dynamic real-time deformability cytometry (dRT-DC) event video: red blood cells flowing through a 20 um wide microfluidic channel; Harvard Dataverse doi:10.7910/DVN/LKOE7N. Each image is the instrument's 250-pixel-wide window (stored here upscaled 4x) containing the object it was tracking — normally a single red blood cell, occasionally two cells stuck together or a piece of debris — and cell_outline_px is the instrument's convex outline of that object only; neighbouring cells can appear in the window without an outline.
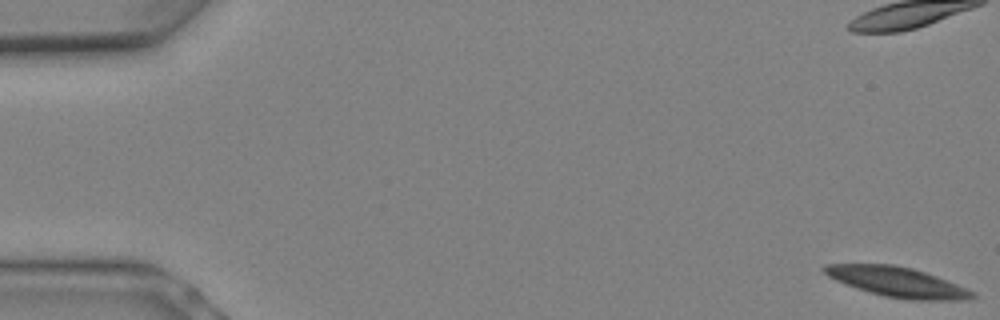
{"species": "Egyptian fruit bat (a non-hibernating species)", "species_latin": "Rousettus aegyptiacus", "temperature_condition": "warm", "stored_images_in_passage": 9, "camera_frame_rate_fps": 3000, "um_per_image_px": 0.085, "animal": {"sex": "female"}, "frame": {"image": 1, "passage_image": 1, "time_ms": 0.0, "image_size_px": [1000, 320], "cell_outline_px": [[976, 296], [972, 300], [908, 300], [884, 296], [856, 288], [836, 280], [828, 276], [820, 268], [824, 264], [896, 264], [912, 268], [936, 276], [976, 292]], "centroid_in_image_um": [76.28, 23.97], "position_along_channel_um": 8.7, "area_um2": 25.89}}